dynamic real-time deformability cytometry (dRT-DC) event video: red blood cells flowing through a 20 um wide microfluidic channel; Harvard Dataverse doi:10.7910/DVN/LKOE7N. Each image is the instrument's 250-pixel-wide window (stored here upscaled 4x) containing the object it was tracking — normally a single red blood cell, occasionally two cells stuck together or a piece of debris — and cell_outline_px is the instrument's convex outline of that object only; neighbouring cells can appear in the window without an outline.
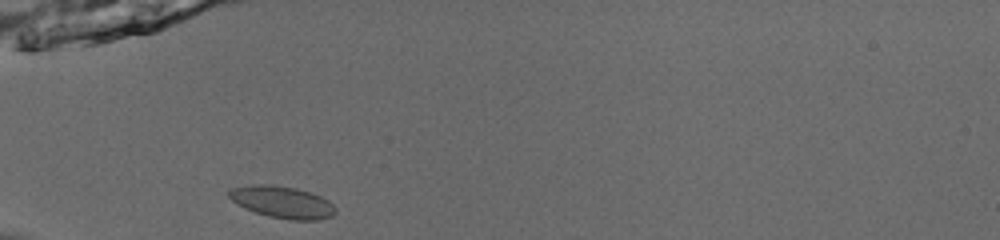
{"species": "common noctule bat (a hibernating species)", "species_latin": "Nyctalus noctula", "temperature_condition": "room temperature", "stored_images_in_passage": 35, "camera_frame_rate_fps": 3000, "um_per_image_px": 0.085, "animal": {"sex": "male", "body_mass_g": 13.0, "forearm_length_mm": 53.1}, "frame": {"image": 1, "passage_image": 1, "time_ms": 0.0, "image_size_px": [1000, 240], "cell_outline_px": [[336, 212], [332, 216], [320, 220], [288, 220], [268, 216], [244, 208], [236, 204], [228, 196], [228, 192], [232, 188], [252, 184], [268, 184], [296, 188], [312, 192], [328, 200], [336, 208]], "centroid_in_image_um": [24.0, 17.18], "position_along_channel_um": 61.0, "area_um2": 20.0}}
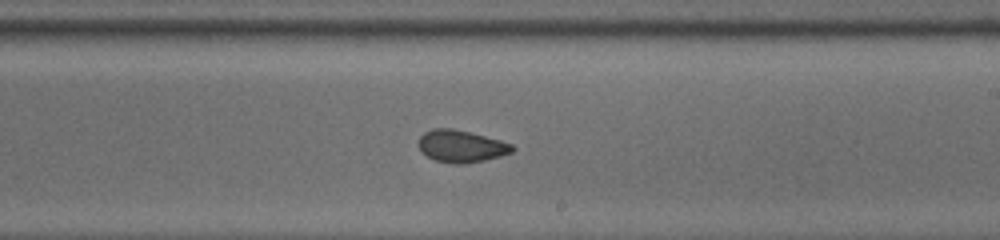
{"frame": {"image": 2, "passage_image": 16, "time_ms": 5.0, "image_size_px": [1000, 240], "cell_outline_px": [[516, 148], [512, 152], [500, 156], [484, 160], [464, 164], [452, 164], [436, 160], [420, 152], [416, 144], [420, 136], [424, 132], [432, 128], [452, 128], [500, 140], [512, 144]], "centroid_in_image_um": [39.16, 12.43], "position_along_channel_um": 249.8, "area_um2": 17.69}}
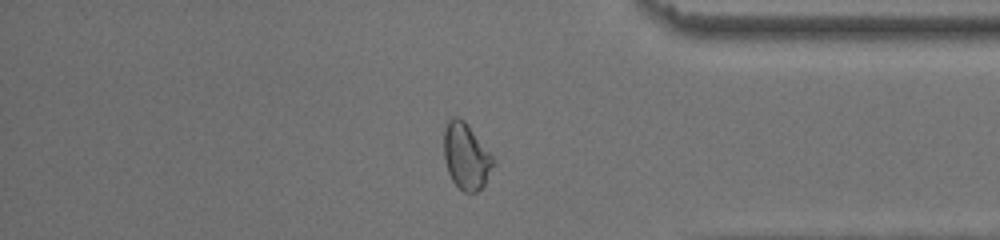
{"frame": {"image": 3, "passage_image": 28, "time_ms": 9.0, "image_size_px": [1000, 240], "cell_outline_px": [[492, 164], [484, 184], [476, 192], [464, 192], [452, 180], [448, 172], [444, 160], [444, 132], [448, 120], [452, 116], [456, 116], [464, 120], [492, 156]], "centroid_in_image_um": [39.57, 13.26], "position_along_channel_um": 395.6, "area_um2": 18.44}, "authors_computed_cell_mechanics": {"area_um2": 17.8602, "velocity_mm_per_s": 3.913, "shape_relaxation_time_tau1_ms": 10.3361, "shape_relaxation_time_tau2_ms": 1.3994, "deformation_change_tau1": 0.1637, "deformation_change_tau2": 0.0496}}